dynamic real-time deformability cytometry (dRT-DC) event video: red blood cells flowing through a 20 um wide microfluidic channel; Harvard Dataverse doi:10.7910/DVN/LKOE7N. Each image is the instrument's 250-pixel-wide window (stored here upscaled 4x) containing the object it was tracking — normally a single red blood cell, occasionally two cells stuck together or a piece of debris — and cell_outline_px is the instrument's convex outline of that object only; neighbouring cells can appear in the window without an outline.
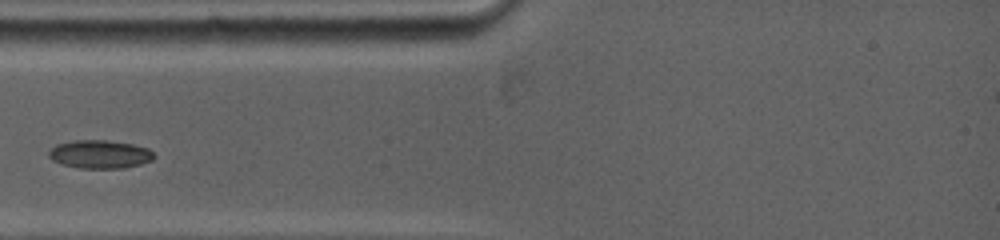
{"species": "common noctule bat (a hibernating species)", "species_latin": "Nyctalus noctula", "temperature_condition": "warm", "stored_images_in_passage": 3, "camera_frame_rate_fps": 5000, "um_per_image_px": 0.085, "animal": {"sex": "female", "body_mass_g": 19.0, "forearm_length_mm": 53.3}, "frame": {"image": 1, "passage_image": 1, "time_ms": 0.0, "image_size_px": [1000, 240], "cell_outline_px": [[152, 156], [148, 160], [140, 164], [124, 168], [80, 168], [64, 164], [48, 156], [48, 152], [52, 148], [60, 144], [80, 140], [104, 140], [128, 144], [144, 148], [152, 152]], "centroid_in_image_um": [8.45, 13.12], "position_along_channel_um": 76.6, "area_um2": 16.47}}